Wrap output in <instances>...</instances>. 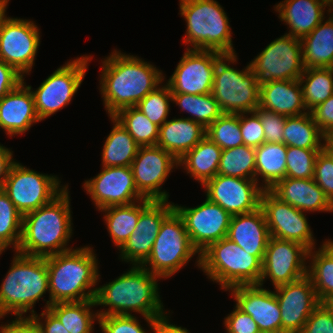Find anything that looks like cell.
<instances>
[{"label": "cell", "mask_w": 333, "mask_h": 333, "mask_svg": "<svg viewBox=\"0 0 333 333\" xmlns=\"http://www.w3.org/2000/svg\"><path fill=\"white\" fill-rule=\"evenodd\" d=\"M101 63L99 90L109 117L122 108L136 106L165 79L153 64L117 49Z\"/></svg>", "instance_id": "6da1fadb"}, {"label": "cell", "mask_w": 333, "mask_h": 333, "mask_svg": "<svg viewBox=\"0 0 333 333\" xmlns=\"http://www.w3.org/2000/svg\"><path fill=\"white\" fill-rule=\"evenodd\" d=\"M131 266L113 281L97 287L96 305L109 307L97 310L98 316L139 313L154 333L159 320L167 317L157 283L162 278L143 266Z\"/></svg>", "instance_id": "7a4b0ae2"}, {"label": "cell", "mask_w": 333, "mask_h": 333, "mask_svg": "<svg viewBox=\"0 0 333 333\" xmlns=\"http://www.w3.org/2000/svg\"><path fill=\"white\" fill-rule=\"evenodd\" d=\"M67 187L50 203L23 216L22 235L16 252L26 256L47 257L74 249L72 214Z\"/></svg>", "instance_id": "3957f363"}, {"label": "cell", "mask_w": 333, "mask_h": 333, "mask_svg": "<svg viewBox=\"0 0 333 333\" xmlns=\"http://www.w3.org/2000/svg\"><path fill=\"white\" fill-rule=\"evenodd\" d=\"M49 300L44 309L55 303L94 300L100 280L99 263L90 246L77 247L46 257ZM95 287V288H94Z\"/></svg>", "instance_id": "277c9868"}, {"label": "cell", "mask_w": 333, "mask_h": 333, "mask_svg": "<svg viewBox=\"0 0 333 333\" xmlns=\"http://www.w3.org/2000/svg\"><path fill=\"white\" fill-rule=\"evenodd\" d=\"M49 291L46 257L26 256L15 251L11 267L0 286V320L8 314L30 317L37 301Z\"/></svg>", "instance_id": "5b68a950"}, {"label": "cell", "mask_w": 333, "mask_h": 333, "mask_svg": "<svg viewBox=\"0 0 333 333\" xmlns=\"http://www.w3.org/2000/svg\"><path fill=\"white\" fill-rule=\"evenodd\" d=\"M180 15L186 21L187 49L235 54L229 18L216 0H179Z\"/></svg>", "instance_id": "8992f818"}, {"label": "cell", "mask_w": 333, "mask_h": 333, "mask_svg": "<svg viewBox=\"0 0 333 333\" xmlns=\"http://www.w3.org/2000/svg\"><path fill=\"white\" fill-rule=\"evenodd\" d=\"M200 269L227 291L239 285H259L262 262L225 237L200 254Z\"/></svg>", "instance_id": "52a82bcc"}, {"label": "cell", "mask_w": 333, "mask_h": 333, "mask_svg": "<svg viewBox=\"0 0 333 333\" xmlns=\"http://www.w3.org/2000/svg\"><path fill=\"white\" fill-rule=\"evenodd\" d=\"M236 57L224 54L217 61L211 93L223 113L253 112L259 107L260 81L249 64L242 70L231 67Z\"/></svg>", "instance_id": "ba28073f"}, {"label": "cell", "mask_w": 333, "mask_h": 333, "mask_svg": "<svg viewBox=\"0 0 333 333\" xmlns=\"http://www.w3.org/2000/svg\"><path fill=\"white\" fill-rule=\"evenodd\" d=\"M200 253L192 245L184 221L174 209L162 222L148 259L141 265L162 279L170 278Z\"/></svg>", "instance_id": "9c48e42d"}, {"label": "cell", "mask_w": 333, "mask_h": 333, "mask_svg": "<svg viewBox=\"0 0 333 333\" xmlns=\"http://www.w3.org/2000/svg\"><path fill=\"white\" fill-rule=\"evenodd\" d=\"M91 59V55H83L70 60L57 68L36 90L27 85L41 121L69 105L83 82Z\"/></svg>", "instance_id": "30bf717a"}, {"label": "cell", "mask_w": 333, "mask_h": 333, "mask_svg": "<svg viewBox=\"0 0 333 333\" xmlns=\"http://www.w3.org/2000/svg\"><path fill=\"white\" fill-rule=\"evenodd\" d=\"M60 183L58 176L39 173L16 161L2 190L24 216L50 203L68 187Z\"/></svg>", "instance_id": "8fae6325"}, {"label": "cell", "mask_w": 333, "mask_h": 333, "mask_svg": "<svg viewBox=\"0 0 333 333\" xmlns=\"http://www.w3.org/2000/svg\"><path fill=\"white\" fill-rule=\"evenodd\" d=\"M6 9L0 13V59L21 75H30L40 46V29L30 19L7 17Z\"/></svg>", "instance_id": "7c38bea8"}, {"label": "cell", "mask_w": 333, "mask_h": 333, "mask_svg": "<svg viewBox=\"0 0 333 333\" xmlns=\"http://www.w3.org/2000/svg\"><path fill=\"white\" fill-rule=\"evenodd\" d=\"M249 65L260 83L299 80L305 70L301 40L285 33L268 44Z\"/></svg>", "instance_id": "4fadbf2b"}, {"label": "cell", "mask_w": 333, "mask_h": 333, "mask_svg": "<svg viewBox=\"0 0 333 333\" xmlns=\"http://www.w3.org/2000/svg\"><path fill=\"white\" fill-rule=\"evenodd\" d=\"M308 249L295 241L281 240L270 237L259 282L270 279L274 288L294 282L307 275Z\"/></svg>", "instance_id": "5bb4252c"}, {"label": "cell", "mask_w": 333, "mask_h": 333, "mask_svg": "<svg viewBox=\"0 0 333 333\" xmlns=\"http://www.w3.org/2000/svg\"><path fill=\"white\" fill-rule=\"evenodd\" d=\"M217 51L187 49L166 80L172 94L201 95L212 92L217 61L223 56Z\"/></svg>", "instance_id": "9a60e30c"}, {"label": "cell", "mask_w": 333, "mask_h": 333, "mask_svg": "<svg viewBox=\"0 0 333 333\" xmlns=\"http://www.w3.org/2000/svg\"><path fill=\"white\" fill-rule=\"evenodd\" d=\"M178 160L159 146H140L131 164L134 182L138 192L150 200H169L166 190H161L163 183Z\"/></svg>", "instance_id": "2e32d148"}, {"label": "cell", "mask_w": 333, "mask_h": 333, "mask_svg": "<svg viewBox=\"0 0 333 333\" xmlns=\"http://www.w3.org/2000/svg\"><path fill=\"white\" fill-rule=\"evenodd\" d=\"M182 217L190 241L201 254L212 243L227 237L232 215L208 198L196 207L174 204Z\"/></svg>", "instance_id": "e0dca14e"}, {"label": "cell", "mask_w": 333, "mask_h": 333, "mask_svg": "<svg viewBox=\"0 0 333 333\" xmlns=\"http://www.w3.org/2000/svg\"><path fill=\"white\" fill-rule=\"evenodd\" d=\"M260 207L265 214L271 237L298 242L308 250L316 247L305 212L281 201L270 190L263 191Z\"/></svg>", "instance_id": "ac0fdd59"}, {"label": "cell", "mask_w": 333, "mask_h": 333, "mask_svg": "<svg viewBox=\"0 0 333 333\" xmlns=\"http://www.w3.org/2000/svg\"><path fill=\"white\" fill-rule=\"evenodd\" d=\"M83 188L98 211L145 199L136 188L129 166L103 167L98 175L84 182Z\"/></svg>", "instance_id": "d6986e66"}, {"label": "cell", "mask_w": 333, "mask_h": 333, "mask_svg": "<svg viewBox=\"0 0 333 333\" xmlns=\"http://www.w3.org/2000/svg\"><path fill=\"white\" fill-rule=\"evenodd\" d=\"M206 198L233 215L260 208L264 189L255 180L217 174L203 186Z\"/></svg>", "instance_id": "ffe728a7"}, {"label": "cell", "mask_w": 333, "mask_h": 333, "mask_svg": "<svg viewBox=\"0 0 333 333\" xmlns=\"http://www.w3.org/2000/svg\"><path fill=\"white\" fill-rule=\"evenodd\" d=\"M174 210L168 200H153L141 213L136 228L118 249L120 259L141 266L149 257L163 220Z\"/></svg>", "instance_id": "44dd1931"}, {"label": "cell", "mask_w": 333, "mask_h": 333, "mask_svg": "<svg viewBox=\"0 0 333 333\" xmlns=\"http://www.w3.org/2000/svg\"><path fill=\"white\" fill-rule=\"evenodd\" d=\"M274 292L281 312L282 333H300L313 310L321 303L311 278L306 275L276 287Z\"/></svg>", "instance_id": "7402d4cb"}, {"label": "cell", "mask_w": 333, "mask_h": 333, "mask_svg": "<svg viewBox=\"0 0 333 333\" xmlns=\"http://www.w3.org/2000/svg\"><path fill=\"white\" fill-rule=\"evenodd\" d=\"M227 291L235 306L249 314L261 333H282L281 312L274 291L260 285H239Z\"/></svg>", "instance_id": "603a6c76"}, {"label": "cell", "mask_w": 333, "mask_h": 333, "mask_svg": "<svg viewBox=\"0 0 333 333\" xmlns=\"http://www.w3.org/2000/svg\"><path fill=\"white\" fill-rule=\"evenodd\" d=\"M40 121L32 91L25 81L0 99V129L9 137L26 133Z\"/></svg>", "instance_id": "cb8c5ba5"}, {"label": "cell", "mask_w": 333, "mask_h": 333, "mask_svg": "<svg viewBox=\"0 0 333 333\" xmlns=\"http://www.w3.org/2000/svg\"><path fill=\"white\" fill-rule=\"evenodd\" d=\"M270 232L262 208L255 211L233 215L227 238L239 245L246 253L264 259Z\"/></svg>", "instance_id": "d4e9b609"}, {"label": "cell", "mask_w": 333, "mask_h": 333, "mask_svg": "<svg viewBox=\"0 0 333 333\" xmlns=\"http://www.w3.org/2000/svg\"><path fill=\"white\" fill-rule=\"evenodd\" d=\"M270 191L281 201L302 212H333V203L314 179L285 177Z\"/></svg>", "instance_id": "484cf974"}, {"label": "cell", "mask_w": 333, "mask_h": 333, "mask_svg": "<svg viewBox=\"0 0 333 333\" xmlns=\"http://www.w3.org/2000/svg\"><path fill=\"white\" fill-rule=\"evenodd\" d=\"M259 107L286 117L309 112L304 103L299 80L260 83Z\"/></svg>", "instance_id": "4316f807"}, {"label": "cell", "mask_w": 333, "mask_h": 333, "mask_svg": "<svg viewBox=\"0 0 333 333\" xmlns=\"http://www.w3.org/2000/svg\"><path fill=\"white\" fill-rule=\"evenodd\" d=\"M326 7L329 6L322 0H283L274 10L290 29L286 34L301 40L326 18Z\"/></svg>", "instance_id": "83f0119b"}, {"label": "cell", "mask_w": 333, "mask_h": 333, "mask_svg": "<svg viewBox=\"0 0 333 333\" xmlns=\"http://www.w3.org/2000/svg\"><path fill=\"white\" fill-rule=\"evenodd\" d=\"M206 136V128L188 118H173L159 127L157 146L179 160Z\"/></svg>", "instance_id": "f1b7e54d"}, {"label": "cell", "mask_w": 333, "mask_h": 333, "mask_svg": "<svg viewBox=\"0 0 333 333\" xmlns=\"http://www.w3.org/2000/svg\"><path fill=\"white\" fill-rule=\"evenodd\" d=\"M221 153L222 149L205 136L178 160V167L182 166L187 174L203 186L217 175Z\"/></svg>", "instance_id": "f546056e"}, {"label": "cell", "mask_w": 333, "mask_h": 333, "mask_svg": "<svg viewBox=\"0 0 333 333\" xmlns=\"http://www.w3.org/2000/svg\"><path fill=\"white\" fill-rule=\"evenodd\" d=\"M306 68H333V20L328 17L301 39Z\"/></svg>", "instance_id": "4dcf8cb0"}, {"label": "cell", "mask_w": 333, "mask_h": 333, "mask_svg": "<svg viewBox=\"0 0 333 333\" xmlns=\"http://www.w3.org/2000/svg\"><path fill=\"white\" fill-rule=\"evenodd\" d=\"M286 153L284 143L265 142L255 148V181L264 190H270L286 177Z\"/></svg>", "instance_id": "1f68e13d"}, {"label": "cell", "mask_w": 333, "mask_h": 333, "mask_svg": "<svg viewBox=\"0 0 333 333\" xmlns=\"http://www.w3.org/2000/svg\"><path fill=\"white\" fill-rule=\"evenodd\" d=\"M143 199L129 205L109 206L99 211L104 212V222L109 236L116 248H121L135 230L140 213L152 202ZM138 203V204H137Z\"/></svg>", "instance_id": "d6a6232c"}, {"label": "cell", "mask_w": 333, "mask_h": 333, "mask_svg": "<svg viewBox=\"0 0 333 333\" xmlns=\"http://www.w3.org/2000/svg\"><path fill=\"white\" fill-rule=\"evenodd\" d=\"M308 251L307 275L311 278L318 300L322 302L333 295V240H325Z\"/></svg>", "instance_id": "836d02e7"}, {"label": "cell", "mask_w": 333, "mask_h": 333, "mask_svg": "<svg viewBox=\"0 0 333 333\" xmlns=\"http://www.w3.org/2000/svg\"><path fill=\"white\" fill-rule=\"evenodd\" d=\"M109 119L114 126L103 145L102 167H131L140 146L113 116Z\"/></svg>", "instance_id": "e575fe53"}, {"label": "cell", "mask_w": 333, "mask_h": 333, "mask_svg": "<svg viewBox=\"0 0 333 333\" xmlns=\"http://www.w3.org/2000/svg\"><path fill=\"white\" fill-rule=\"evenodd\" d=\"M97 307L95 300L82 302L55 303L48 309L59 319L70 333H92L94 322L99 320L98 313L91 308Z\"/></svg>", "instance_id": "d590c367"}, {"label": "cell", "mask_w": 333, "mask_h": 333, "mask_svg": "<svg viewBox=\"0 0 333 333\" xmlns=\"http://www.w3.org/2000/svg\"><path fill=\"white\" fill-rule=\"evenodd\" d=\"M283 135L286 146L323 149L324 134L313 121L310 112L286 117Z\"/></svg>", "instance_id": "8d00e7d4"}, {"label": "cell", "mask_w": 333, "mask_h": 333, "mask_svg": "<svg viewBox=\"0 0 333 333\" xmlns=\"http://www.w3.org/2000/svg\"><path fill=\"white\" fill-rule=\"evenodd\" d=\"M308 111L333 95V68H306L299 78Z\"/></svg>", "instance_id": "74e56055"}, {"label": "cell", "mask_w": 333, "mask_h": 333, "mask_svg": "<svg viewBox=\"0 0 333 333\" xmlns=\"http://www.w3.org/2000/svg\"><path fill=\"white\" fill-rule=\"evenodd\" d=\"M172 102L191 116L186 117L208 128L223 112L212 93L191 95L172 94Z\"/></svg>", "instance_id": "f35d334b"}, {"label": "cell", "mask_w": 333, "mask_h": 333, "mask_svg": "<svg viewBox=\"0 0 333 333\" xmlns=\"http://www.w3.org/2000/svg\"><path fill=\"white\" fill-rule=\"evenodd\" d=\"M113 117L127 130L139 146H156L159 126L152 123L138 108L125 107Z\"/></svg>", "instance_id": "ab89813d"}, {"label": "cell", "mask_w": 333, "mask_h": 333, "mask_svg": "<svg viewBox=\"0 0 333 333\" xmlns=\"http://www.w3.org/2000/svg\"><path fill=\"white\" fill-rule=\"evenodd\" d=\"M255 148L246 145L222 150L219 175L255 180Z\"/></svg>", "instance_id": "60d3db41"}, {"label": "cell", "mask_w": 333, "mask_h": 333, "mask_svg": "<svg viewBox=\"0 0 333 333\" xmlns=\"http://www.w3.org/2000/svg\"><path fill=\"white\" fill-rule=\"evenodd\" d=\"M23 215L0 189V251L12 247L17 251L22 235Z\"/></svg>", "instance_id": "b9f144b4"}, {"label": "cell", "mask_w": 333, "mask_h": 333, "mask_svg": "<svg viewBox=\"0 0 333 333\" xmlns=\"http://www.w3.org/2000/svg\"><path fill=\"white\" fill-rule=\"evenodd\" d=\"M206 137L222 150L244 145L239 113H223L206 129Z\"/></svg>", "instance_id": "7bdbcfd3"}, {"label": "cell", "mask_w": 333, "mask_h": 333, "mask_svg": "<svg viewBox=\"0 0 333 333\" xmlns=\"http://www.w3.org/2000/svg\"><path fill=\"white\" fill-rule=\"evenodd\" d=\"M172 103L169 85L162 83L148 93L135 107L138 108L152 123L161 127L168 118Z\"/></svg>", "instance_id": "ee69618b"}, {"label": "cell", "mask_w": 333, "mask_h": 333, "mask_svg": "<svg viewBox=\"0 0 333 333\" xmlns=\"http://www.w3.org/2000/svg\"><path fill=\"white\" fill-rule=\"evenodd\" d=\"M321 150L287 146L286 177L312 179L315 160Z\"/></svg>", "instance_id": "f6af8a7d"}, {"label": "cell", "mask_w": 333, "mask_h": 333, "mask_svg": "<svg viewBox=\"0 0 333 333\" xmlns=\"http://www.w3.org/2000/svg\"><path fill=\"white\" fill-rule=\"evenodd\" d=\"M138 317L133 315L99 316L102 333H148L141 326Z\"/></svg>", "instance_id": "bcb514c9"}, {"label": "cell", "mask_w": 333, "mask_h": 333, "mask_svg": "<svg viewBox=\"0 0 333 333\" xmlns=\"http://www.w3.org/2000/svg\"><path fill=\"white\" fill-rule=\"evenodd\" d=\"M313 179L333 203V157L324 149L317 154Z\"/></svg>", "instance_id": "7dc6e473"}, {"label": "cell", "mask_w": 333, "mask_h": 333, "mask_svg": "<svg viewBox=\"0 0 333 333\" xmlns=\"http://www.w3.org/2000/svg\"><path fill=\"white\" fill-rule=\"evenodd\" d=\"M239 118L244 145L257 148L265 143L260 116L255 111L239 113Z\"/></svg>", "instance_id": "c3c4849f"}, {"label": "cell", "mask_w": 333, "mask_h": 333, "mask_svg": "<svg viewBox=\"0 0 333 333\" xmlns=\"http://www.w3.org/2000/svg\"><path fill=\"white\" fill-rule=\"evenodd\" d=\"M255 112L260 116L264 129L265 142L284 143V126L286 116L275 112L267 111L258 107Z\"/></svg>", "instance_id": "681fc988"}, {"label": "cell", "mask_w": 333, "mask_h": 333, "mask_svg": "<svg viewBox=\"0 0 333 333\" xmlns=\"http://www.w3.org/2000/svg\"><path fill=\"white\" fill-rule=\"evenodd\" d=\"M300 333H333V316L322 302L313 310Z\"/></svg>", "instance_id": "f907efd6"}, {"label": "cell", "mask_w": 333, "mask_h": 333, "mask_svg": "<svg viewBox=\"0 0 333 333\" xmlns=\"http://www.w3.org/2000/svg\"><path fill=\"white\" fill-rule=\"evenodd\" d=\"M223 322L227 333H261L251 316L243 313L236 306Z\"/></svg>", "instance_id": "816d5d0a"}, {"label": "cell", "mask_w": 333, "mask_h": 333, "mask_svg": "<svg viewBox=\"0 0 333 333\" xmlns=\"http://www.w3.org/2000/svg\"><path fill=\"white\" fill-rule=\"evenodd\" d=\"M309 112L323 134L333 131V95Z\"/></svg>", "instance_id": "f5cc1de1"}, {"label": "cell", "mask_w": 333, "mask_h": 333, "mask_svg": "<svg viewBox=\"0 0 333 333\" xmlns=\"http://www.w3.org/2000/svg\"><path fill=\"white\" fill-rule=\"evenodd\" d=\"M24 80L23 75L0 59V99L16 89Z\"/></svg>", "instance_id": "db71d44e"}, {"label": "cell", "mask_w": 333, "mask_h": 333, "mask_svg": "<svg viewBox=\"0 0 333 333\" xmlns=\"http://www.w3.org/2000/svg\"><path fill=\"white\" fill-rule=\"evenodd\" d=\"M32 317L42 333H70L49 309H44L40 315L34 314Z\"/></svg>", "instance_id": "11a10c76"}, {"label": "cell", "mask_w": 333, "mask_h": 333, "mask_svg": "<svg viewBox=\"0 0 333 333\" xmlns=\"http://www.w3.org/2000/svg\"><path fill=\"white\" fill-rule=\"evenodd\" d=\"M15 162L13 151L0 144V189H3L10 168Z\"/></svg>", "instance_id": "9f6ffc18"}, {"label": "cell", "mask_w": 333, "mask_h": 333, "mask_svg": "<svg viewBox=\"0 0 333 333\" xmlns=\"http://www.w3.org/2000/svg\"><path fill=\"white\" fill-rule=\"evenodd\" d=\"M6 323L0 325V333H30V316H16L10 323Z\"/></svg>", "instance_id": "6f0895ef"}, {"label": "cell", "mask_w": 333, "mask_h": 333, "mask_svg": "<svg viewBox=\"0 0 333 333\" xmlns=\"http://www.w3.org/2000/svg\"><path fill=\"white\" fill-rule=\"evenodd\" d=\"M168 317L159 320L154 333H190L182 326L171 324Z\"/></svg>", "instance_id": "680465c9"}, {"label": "cell", "mask_w": 333, "mask_h": 333, "mask_svg": "<svg viewBox=\"0 0 333 333\" xmlns=\"http://www.w3.org/2000/svg\"><path fill=\"white\" fill-rule=\"evenodd\" d=\"M323 149L333 157V131L324 134Z\"/></svg>", "instance_id": "91938a15"}, {"label": "cell", "mask_w": 333, "mask_h": 333, "mask_svg": "<svg viewBox=\"0 0 333 333\" xmlns=\"http://www.w3.org/2000/svg\"><path fill=\"white\" fill-rule=\"evenodd\" d=\"M322 303L326 306V308L331 312L333 316V295L323 300Z\"/></svg>", "instance_id": "94428289"}, {"label": "cell", "mask_w": 333, "mask_h": 333, "mask_svg": "<svg viewBox=\"0 0 333 333\" xmlns=\"http://www.w3.org/2000/svg\"><path fill=\"white\" fill-rule=\"evenodd\" d=\"M30 333H42L33 317H30Z\"/></svg>", "instance_id": "6125c7cd"}, {"label": "cell", "mask_w": 333, "mask_h": 333, "mask_svg": "<svg viewBox=\"0 0 333 333\" xmlns=\"http://www.w3.org/2000/svg\"><path fill=\"white\" fill-rule=\"evenodd\" d=\"M328 16L333 20V4L328 7Z\"/></svg>", "instance_id": "be15d7a7"}, {"label": "cell", "mask_w": 333, "mask_h": 333, "mask_svg": "<svg viewBox=\"0 0 333 333\" xmlns=\"http://www.w3.org/2000/svg\"><path fill=\"white\" fill-rule=\"evenodd\" d=\"M8 6V3H0V13L5 9L7 8Z\"/></svg>", "instance_id": "e7e4bbea"}, {"label": "cell", "mask_w": 333, "mask_h": 333, "mask_svg": "<svg viewBox=\"0 0 333 333\" xmlns=\"http://www.w3.org/2000/svg\"><path fill=\"white\" fill-rule=\"evenodd\" d=\"M324 1L328 6L333 4V0H322Z\"/></svg>", "instance_id": "03108f58"}, {"label": "cell", "mask_w": 333, "mask_h": 333, "mask_svg": "<svg viewBox=\"0 0 333 333\" xmlns=\"http://www.w3.org/2000/svg\"><path fill=\"white\" fill-rule=\"evenodd\" d=\"M10 0H0V3H9Z\"/></svg>", "instance_id": "003e7915"}]
</instances>
